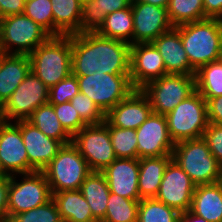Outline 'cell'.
Returning a JSON list of instances; mask_svg holds the SVG:
<instances>
[{"label":"cell","mask_w":222,"mask_h":222,"mask_svg":"<svg viewBox=\"0 0 222 222\" xmlns=\"http://www.w3.org/2000/svg\"><path fill=\"white\" fill-rule=\"evenodd\" d=\"M131 45L96 32L72 34V73L88 76L94 72L130 74Z\"/></svg>","instance_id":"obj_1"},{"label":"cell","mask_w":222,"mask_h":222,"mask_svg":"<svg viewBox=\"0 0 222 222\" xmlns=\"http://www.w3.org/2000/svg\"><path fill=\"white\" fill-rule=\"evenodd\" d=\"M179 33L190 65L201 66L222 58V22L206 18L179 26Z\"/></svg>","instance_id":"obj_2"},{"label":"cell","mask_w":222,"mask_h":222,"mask_svg":"<svg viewBox=\"0 0 222 222\" xmlns=\"http://www.w3.org/2000/svg\"><path fill=\"white\" fill-rule=\"evenodd\" d=\"M30 70L47 87L72 73V35L51 36L30 55Z\"/></svg>","instance_id":"obj_3"},{"label":"cell","mask_w":222,"mask_h":222,"mask_svg":"<svg viewBox=\"0 0 222 222\" xmlns=\"http://www.w3.org/2000/svg\"><path fill=\"white\" fill-rule=\"evenodd\" d=\"M172 160L184 170L196 186L219 180L220 164L203 138L175 143Z\"/></svg>","instance_id":"obj_4"},{"label":"cell","mask_w":222,"mask_h":222,"mask_svg":"<svg viewBox=\"0 0 222 222\" xmlns=\"http://www.w3.org/2000/svg\"><path fill=\"white\" fill-rule=\"evenodd\" d=\"M165 116L174 143L202 138L209 124L207 102L197 90Z\"/></svg>","instance_id":"obj_5"},{"label":"cell","mask_w":222,"mask_h":222,"mask_svg":"<svg viewBox=\"0 0 222 222\" xmlns=\"http://www.w3.org/2000/svg\"><path fill=\"white\" fill-rule=\"evenodd\" d=\"M51 35L24 13L0 19V53L30 55ZM16 45L12 50L11 46Z\"/></svg>","instance_id":"obj_6"},{"label":"cell","mask_w":222,"mask_h":222,"mask_svg":"<svg viewBox=\"0 0 222 222\" xmlns=\"http://www.w3.org/2000/svg\"><path fill=\"white\" fill-rule=\"evenodd\" d=\"M51 193L63 190H78L92 172L86 160L72 143L63 145L57 155L42 171Z\"/></svg>","instance_id":"obj_7"},{"label":"cell","mask_w":222,"mask_h":222,"mask_svg":"<svg viewBox=\"0 0 222 222\" xmlns=\"http://www.w3.org/2000/svg\"><path fill=\"white\" fill-rule=\"evenodd\" d=\"M79 92L87 95L106 115L133 90L129 74L94 72L88 76H77Z\"/></svg>","instance_id":"obj_8"},{"label":"cell","mask_w":222,"mask_h":222,"mask_svg":"<svg viewBox=\"0 0 222 222\" xmlns=\"http://www.w3.org/2000/svg\"><path fill=\"white\" fill-rule=\"evenodd\" d=\"M196 90L195 75L166 74L147 83L141 91L152 112L166 115Z\"/></svg>","instance_id":"obj_9"},{"label":"cell","mask_w":222,"mask_h":222,"mask_svg":"<svg viewBox=\"0 0 222 222\" xmlns=\"http://www.w3.org/2000/svg\"><path fill=\"white\" fill-rule=\"evenodd\" d=\"M22 175L21 182H16V175L9 176L8 220L47 203L52 198L49 183L42 171Z\"/></svg>","instance_id":"obj_10"},{"label":"cell","mask_w":222,"mask_h":222,"mask_svg":"<svg viewBox=\"0 0 222 222\" xmlns=\"http://www.w3.org/2000/svg\"><path fill=\"white\" fill-rule=\"evenodd\" d=\"M71 143L86 160L91 171L102 172L117 159L108 127L104 123L85 126L72 136Z\"/></svg>","instance_id":"obj_11"},{"label":"cell","mask_w":222,"mask_h":222,"mask_svg":"<svg viewBox=\"0 0 222 222\" xmlns=\"http://www.w3.org/2000/svg\"><path fill=\"white\" fill-rule=\"evenodd\" d=\"M48 101L49 87L30 71L0 107V120H27L35 109Z\"/></svg>","instance_id":"obj_12"},{"label":"cell","mask_w":222,"mask_h":222,"mask_svg":"<svg viewBox=\"0 0 222 222\" xmlns=\"http://www.w3.org/2000/svg\"><path fill=\"white\" fill-rule=\"evenodd\" d=\"M196 185L184 170L171 160L165 171L155 199L185 212L191 209Z\"/></svg>","instance_id":"obj_13"},{"label":"cell","mask_w":222,"mask_h":222,"mask_svg":"<svg viewBox=\"0 0 222 222\" xmlns=\"http://www.w3.org/2000/svg\"><path fill=\"white\" fill-rule=\"evenodd\" d=\"M138 159L172 155L175 143L170 137L165 115L152 112L136 129Z\"/></svg>","instance_id":"obj_14"},{"label":"cell","mask_w":222,"mask_h":222,"mask_svg":"<svg viewBox=\"0 0 222 222\" xmlns=\"http://www.w3.org/2000/svg\"><path fill=\"white\" fill-rule=\"evenodd\" d=\"M0 120V168L5 175L27 174L28 155L21 134V120Z\"/></svg>","instance_id":"obj_15"},{"label":"cell","mask_w":222,"mask_h":222,"mask_svg":"<svg viewBox=\"0 0 222 222\" xmlns=\"http://www.w3.org/2000/svg\"><path fill=\"white\" fill-rule=\"evenodd\" d=\"M134 30L132 45L152 43L173 26L169 21L167 8L145 2H131Z\"/></svg>","instance_id":"obj_16"},{"label":"cell","mask_w":222,"mask_h":222,"mask_svg":"<svg viewBox=\"0 0 222 222\" xmlns=\"http://www.w3.org/2000/svg\"><path fill=\"white\" fill-rule=\"evenodd\" d=\"M164 75L166 68L163 58L152 43L131 45L129 78L134 89H141Z\"/></svg>","instance_id":"obj_17"},{"label":"cell","mask_w":222,"mask_h":222,"mask_svg":"<svg viewBox=\"0 0 222 222\" xmlns=\"http://www.w3.org/2000/svg\"><path fill=\"white\" fill-rule=\"evenodd\" d=\"M21 134L28 155V173L43 171L63 146L27 120H21Z\"/></svg>","instance_id":"obj_18"},{"label":"cell","mask_w":222,"mask_h":222,"mask_svg":"<svg viewBox=\"0 0 222 222\" xmlns=\"http://www.w3.org/2000/svg\"><path fill=\"white\" fill-rule=\"evenodd\" d=\"M152 113L148 97L141 89H134L125 99L113 107L105 118L122 129L139 128Z\"/></svg>","instance_id":"obj_19"},{"label":"cell","mask_w":222,"mask_h":222,"mask_svg":"<svg viewBox=\"0 0 222 222\" xmlns=\"http://www.w3.org/2000/svg\"><path fill=\"white\" fill-rule=\"evenodd\" d=\"M102 173L106 177L111 193L132 200H140L139 159L117 158Z\"/></svg>","instance_id":"obj_20"},{"label":"cell","mask_w":222,"mask_h":222,"mask_svg":"<svg viewBox=\"0 0 222 222\" xmlns=\"http://www.w3.org/2000/svg\"><path fill=\"white\" fill-rule=\"evenodd\" d=\"M152 44L163 58L166 74H196V70L190 65L187 58L179 33V26L164 32Z\"/></svg>","instance_id":"obj_21"},{"label":"cell","mask_w":222,"mask_h":222,"mask_svg":"<svg viewBox=\"0 0 222 222\" xmlns=\"http://www.w3.org/2000/svg\"><path fill=\"white\" fill-rule=\"evenodd\" d=\"M30 71L29 55L0 53V107Z\"/></svg>","instance_id":"obj_22"},{"label":"cell","mask_w":222,"mask_h":222,"mask_svg":"<svg viewBox=\"0 0 222 222\" xmlns=\"http://www.w3.org/2000/svg\"><path fill=\"white\" fill-rule=\"evenodd\" d=\"M190 210L208 222H222V187L219 183L197 185Z\"/></svg>","instance_id":"obj_23"},{"label":"cell","mask_w":222,"mask_h":222,"mask_svg":"<svg viewBox=\"0 0 222 222\" xmlns=\"http://www.w3.org/2000/svg\"><path fill=\"white\" fill-rule=\"evenodd\" d=\"M171 160L172 155L139 159L138 190L140 200L156 197L164 171Z\"/></svg>","instance_id":"obj_24"},{"label":"cell","mask_w":222,"mask_h":222,"mask_svg":"<svg viewBox=\"0 0 222 222\" xmlns=\"http://www.w3.org/2000/svg\"><path fill=\"white\" fill-rule=\"evenodd\" d=\"M63 222H96L89 204L78 190H63L52 193Z\"/></svg>","instance_id":"obj_25"},{"label":"cell","mask_w":222,"mask_h":222,"mask_svg":"<svg viewBox=\"0 0 222 222\" xmlns=\"http://www.w3.org/2000/svg\"><path fill=\"white\" fill-rule=\"evenodd\" d=\"M81 193L90 206L93 218L102 221L106 215L110 190L105 175L92 171L80 186Z\"/></svg>","instance_id":"obj_26"},{"label":"cell","mask_w":222,"mask_h":222,"mask_svg":"<svg viewBox=\"0 0 222 222\" xmlns=\"http://www.w3.org/2000/svg\"><path fill=\"white\" fill-rule=\"evenodd\" d=\"M54 16V36L80 33L82 4L78 0H50Z\"/></svg>","instance_id":"obj_27"},{"label":"cell","mask_w":222,"mask_h":222,"mask_svg":"<svg viewBox=\"0 0 222 222\" xmlns=\"http://www.w3.org/2000/svg\"><path fill=\"white\" fill-rule=\"evenodd\" d=\"M132 0H91L82 5L80 33L96 32L106 16L131 5Z\"/></svg>","instance_id":"obj_28"},{"label":"cell","mask_w":222,"mask_h":222,"mask_svg":"<svg viewBox=\"0 0 222 222\" xmlns=\"http://www.w3.org/2000/svg\"><path fill=\"white\" fill-rule=\"evenodd\" d=\"M133 30V15L131 5H129L127 8L108 14L96 33L102 37L132 45Z\"/></svg>","instance_id":"obj_29"},{"label":"cell","mask_w":222,"mask_h":222,"mask_svg":"<svg viewBox=\"0 0 222 222\" xmlns=\"http://www.w3.org/2000/svg\"><path fill=\"white\" fill-rule=\"evenodd\" d=\"M44 135L60 141L63 145L71 143L72 136L63 128L49 102L39 106L27 118Z\"/></svg>","instance_id":"obj_30"},{"label":"cell","mask_w":222,"mask_h":222,"mask_svg":"<svg viewBox=\"0 0 222 222\" xmlns=\"http://www.w3.org/2000/svg\"><path fill=\"white\" fill-rule=\"evenodd\" d=\"M196 90L204 98L222 95V58L201 66L195 74Z\"/></svg>","instance_id":"obj_31"},{"label":"cell","mask_w":222,"mask_h":222,"mask_svg":"<svg viewBox=\"0 0 222 222\" xmlns=\"http://www.w3.org/2000/svg\"><path fill=\"white\" fill-rule=\"evenodd\" d=\"M167 14L173 27L203 20V0H169Z\"/></svg>","instance_id":"obj_32"},{"label":"cell","mask_w":222,"mask_h":222,"mask_svg":"<svg viewBox=\"0 0 222 222\" xmlns=\"http://www.w3.org/2000/svg\"><path fill=\"white\" fill-rule=\"evenodd\" d=\"M140 200L128 199L110 192L107 210L101 222H137Z\"/></svg>","instance_id":"obj_33"},{"label":"cell","mask_w":222,"mask_h":222,"mask_svg":"<svg viewBox=\"0 0 222 222\" xmlns=\"http://www.w3.org/2000/svg\"><path fill=\"white\" fill-rule=\"evenodd\" d=\"M104 124L108 127L116 157L138 159L136 130L113 126L106 118Z\"/></svg>","instance_id":"obj_34"},{"label":"cell","mask_w":222,"mask_h":222,"mask_svg":"<svg viewBox=\"0 0 222 222\" xmlns=\"http://www.w3.org/2000/svg\"><path fill=\"white\" fill-rule=\"evenodd\" d=\"M180 212L155 198L141 199L137 222H178Z\"/></svg>","instance_id":"obj_35"},{"label":"cell","mask_w":222,"mask_h":222,"mask_svg":"<svg viewBox=\"0 0 222 222\" xmlns=\"http://www.w3.org/2000/svg\"><path fill=\"white\" fill-rule=\"evenodd\" d=\"M23 13L54 36V16L50 0H25Z\"/></svg>","instance_id":"obj_36"},{"label":"cell","mask_w":222,"mask_h":222,"mask_svg":"<svg viewBox=\"0 0 222 222\" xmlns=\"http://www.w3.org/2000/svg\"><path fill=\"white\" fill-rule=\"evenodd\" d=\"M12 222H63L55 201L51 198L36 208L15 215Z\"/></svg>","instance_id":"obj_37"},{"label":"cell","mask_w":222,"mask_h":222,"mask_svg":"<svg viewBox=\"0 0 222 222\" xmlns=\"http://www.w3.org/2000/svg\"><path fill=\"white\" fill-rule=\"evenodd\" d=\"M70 103L78 112L80 118L87 125L102 124L105 121V114L87 95L78 92Z\"/></svg>","instance_id":"obj_38"},{"label":"cell","mask_w":222,"mask_h":222,"mask_svg":"<svg viewBox=\"0 0 222 222\" xmlns=\"http://www.w3.org/2000/svg\"><path fill=\"white\" fill-rule=\"evenodd\" d=\"M53 109L61 125L71 136L87 126L70 101L53 105Z\"/></svg>","instance_id":"obj_39"},{"label":"cell","mask_w":222,"mask_h":222,"mask_svg":"<svg viewBox=\"0 0 222 222\" xmlns=\"http://www.w3.org/2000/svg\"><path fill=\"white\" fill-rule=\"evenodd\" d=\"M79 92L77 76L73 73L49 88V103L57 105L70 101Z\"/></svg>","instance_id":"obj_40"},{"label":"cell","mask_w":222,"mask_h":222,"mask_svg":"<svg viewBox=\"0 0 222 222\" xmlns=\"http://www.w3.org/2000/svg\"><path fill=\"white\" fill-rule=\"evenodd\" d=\"M202 138L218 163L222 164V125L209 123Z\"/></svg>","instance_id":"obj_41"},{"label":"cell","mask_w":222,"mask_h":222,"mask_svg":"<svg viewBox=\"0 0 222 222\" xmlns=\"http://www.w3.org/2000/svg\"><path fill=\"white\" fill-rule=\"evenodd\" d=\"M207 102L209 123L222 125V95L214 98H204Z\"/></svg>","instance_id":"obj_42"},{"label":"cell","mask_w":222,"mask_h":222,"mask_svg":"<svg viewBox=\"0 0 222 222\" xmlns=\"http://www.w3.org/2000/svg\"><path fill=\"white\" fill-rule=\"evenodd\" d=\"M9 175L0 176V222L8 220Z\"/></svg>","instance_id":"obj_43"},{"label":"cell","mask_w":222,"mask_h":222,"mask_svg":"<svg viewBox=\"0 0 222 222\" xmlns=\"http://www.w3.org/2000/svg\"><path fill=\"white\" fill-rule=\"evenodd\" d=\"M25 0H0V19L24 12Z\"/></svg>","instance_id":"obj_44"},{"label":"cell","mask_w":222,"mask_h":222,"mask_svg":"<svg viewBox=\"0 0 222 222\" xmlns=\"http://www.w3.org/2000/svg\"><path fill=\"white\" fill-rule=\"evenodd\" d=\"M204 19L222 18V0H203Z\"/></svg>","instance_id":"obj_45"},{"label":"cell","mask_w":222,"mask_h":222,"mask_svg":"<svg viewBox=\"0 0 222 222\" xmlns=\"http://www.w3.org/2000/svg\"><path fill=\"white\" fill-rule=\"evenodd\" d=\"M178 222H208L203 217L194 214L191 210L180 212Z\"/></svg>","instance_id":"obj_46"},{"label":"cell","mask_w":222,"mask_h":222,"mask_svg":"<svg viewBox=\"0 0 222 222\" xmlns=\"http://www.w3.org/2000/svg\"><path fill=\"white\" fill-rule=\"evenodd\" d=\"M132 2H145L151 5L167 8L169 0H132Z\"/></svg>","instance_id":"obj_47"},{"label":"cell","mask_w":222,"mask_h":222,"mask_svg":"<svg viewBox=\"0 0 222 222\" xmlns=\"http://www.w3.org/2000/svg\"><path fill=\"white\" fill-rule=\"evenodd\" d=\"M219 185L222 187V164H220V171H219Z\"/></svg>","instance_id":"obj_48"},{"label":"cell","mask_w":222,"mask_h":222,"mask_svg":"<svg viewBox=\"0 0 222 222\" xmlns=\"http://www.w3.org/2000/svg\"><path fill=\"white\" fill-rule=\"evenodd\" d=\"M78 1L83 5L84 3L89 2L91 0H78Z\"/></svg>","instance_id":"obj_49"},{"label":"cell","mask_w":222,"mask_h":222,"mask_svg":"<svg viewBox=\"0 0 222 222\" xmlns=\"http://www.w3.org/2000/svg\"><path fill=\"white\" fill-rule=\"evenodd\" d=\"M5 175L0 168V176Z\"/></svg>","instance_id":"obj_50"}]
</instances>
